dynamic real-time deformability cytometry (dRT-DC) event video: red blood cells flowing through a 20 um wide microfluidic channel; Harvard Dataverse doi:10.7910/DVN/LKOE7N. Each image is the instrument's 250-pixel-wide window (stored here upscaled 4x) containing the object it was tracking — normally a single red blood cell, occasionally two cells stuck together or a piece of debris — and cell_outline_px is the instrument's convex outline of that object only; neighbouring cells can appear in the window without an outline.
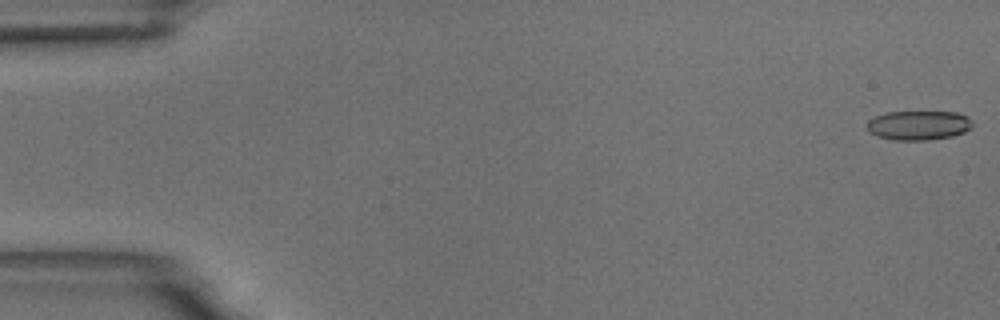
{"species": "common noctule bat (a hibernating species)", "species_latin": "Nyctalus noctula", "temperature_condition": "room temperature", "stored_images_in_passage": 5, "camera_frame_rate_fps": 3000, "um_per_image_px": 0.085, "animal": {"sex": "male", "body_mass_g": 18.8}, "frame": {"image": 1, "passage_image": 1, "time_ms": 0.0, "image_size_px": [1000, 320], "cell_outline_px": [[972, 128], [964, 132], [952, 136], [928, 140], [892, 140], [868, 132], [868, 120], [876, 116], [888, 112], [956, 112], [968, 116], [972, 120]], "centroid_in_image_um": [78.11, 10.65], "position_along_channel_um": 6.9, "area_um2": 18.03}}